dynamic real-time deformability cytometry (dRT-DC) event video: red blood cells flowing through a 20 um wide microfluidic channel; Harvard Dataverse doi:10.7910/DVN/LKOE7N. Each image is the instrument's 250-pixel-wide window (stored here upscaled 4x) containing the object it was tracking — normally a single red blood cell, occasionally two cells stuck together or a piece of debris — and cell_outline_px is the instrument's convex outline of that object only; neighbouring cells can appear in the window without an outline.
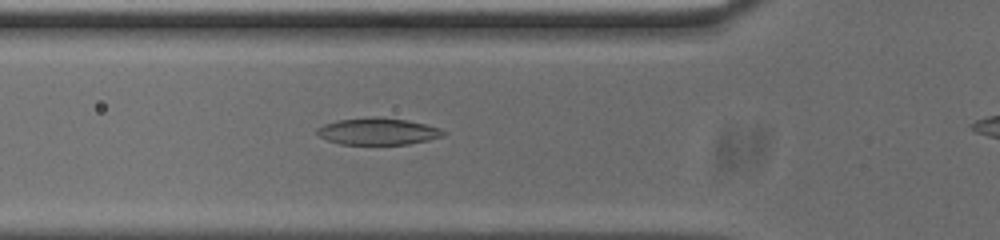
{"species": "common noctule bat (a hibernating species)", "species_latin": "Nyctalus noctula", "temperature_condition": "cold", "stored_images_in_passage": 31, "camera_frame_rate_fps": 3000, "um_per_image_px": 0.085, "animal": {"sex": "male", "body_mass_g": 20.0, "forearm_length_mm": 53.3}, "frame": {"image": 1, "passage_image": 5, "time_ms": 1.333, "image_size_px": [1000, 240], "cell_outline_px": [[448, 132], [444, 136], [428, 140], [408, 144], [340, 144], [328, 140], [320, 136], [316, 132], [316, 128], [324, 124], [336, 120], [372, 116], [376, 116], [408, 120], [440, 128]], "centroid_in_image_um": [32.13, 11.15], "position_along_channel_um": 93.7, "area_um2": 19.88}}
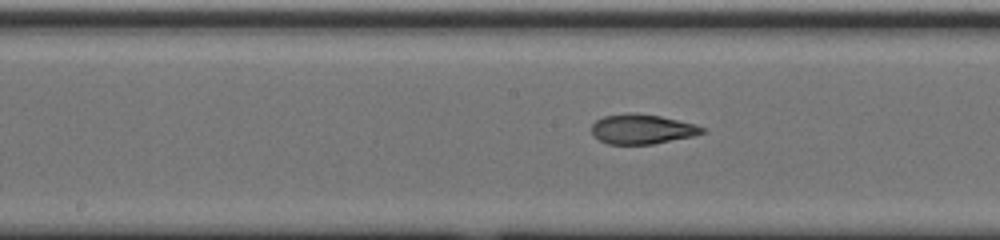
{"frame": {"image": 2, "passage_image": 13, "time_ms": 4.0, "image_size_px": [1000, 240], "cell_outline_px": [[708, 128], [704, 132], [692, 136], [652, 144], [608, 144], [600, 140], [592, 132], [592, 124], [596, 120], [604, 116], [628, 112], [660, 116], [696, 124]], "centroid_in_image_um": [54.59, 10.96], "position_along_channel_um": 193.6, "area_um2": 19.07}}
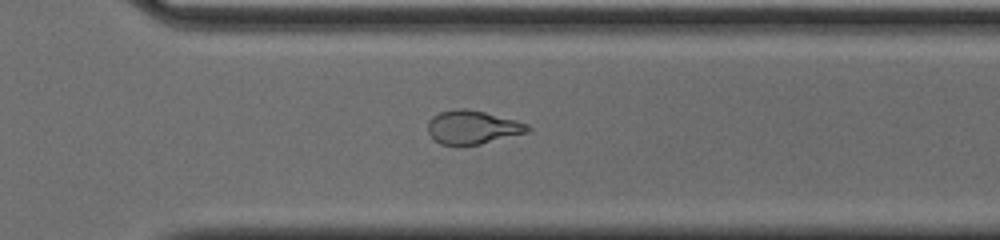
{"frame": {"image": 3, "passage_image": 24, "time_ms": 7.667, "image_size_px": [1000, 240], "cell_outline_px": [[532, 128], [528, 132], [480, 144], [440, 144], [428, 132], [428, 120], [432, 116], [440, 112], [460, 108], [468, 108], [516, 120], [528, 124]], "centroid_in_image_um": [40.18, 10.8], "position_along_channel_um": 330.4, "area_um2": 19.31}}